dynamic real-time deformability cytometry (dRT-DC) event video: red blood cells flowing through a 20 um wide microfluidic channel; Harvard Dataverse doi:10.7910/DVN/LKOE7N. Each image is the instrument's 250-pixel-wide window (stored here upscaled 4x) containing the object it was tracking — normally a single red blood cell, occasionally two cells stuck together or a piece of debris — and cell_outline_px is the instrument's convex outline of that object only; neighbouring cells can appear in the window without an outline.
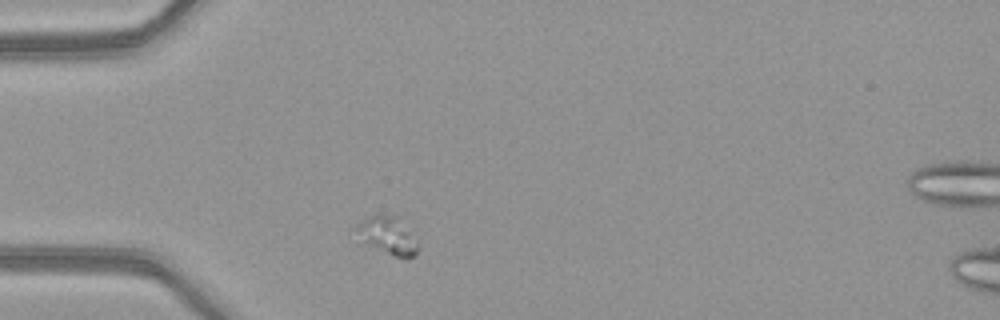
{"species": "common noctule bat (a hibernating species)", "species_latin": "Nyctalus noctula", "temperature_condition": "warm", "stored_images_in_passage": 2, "camera_frame_rate_fps": 3000, "um_per_image_px": 0.085, "animal": {"sex": "female", "body_mass_g": 21.9}, "frame": {"image": 1, "passage_image": 1, "time_ms": 0.0, "image_size_px": [1000, 320], "cell_outline_px": [[420, 248], [416, 256], [408, 260], [392, 256], [376, 248], [364, 240], [348, 228], [368, 216], [396, 216], [416, 232], [420, 244]], "centroid_in_image_um": [33.04, 20.04], "position_along_channel_um": 52.0, "area_um2": 14.33}}